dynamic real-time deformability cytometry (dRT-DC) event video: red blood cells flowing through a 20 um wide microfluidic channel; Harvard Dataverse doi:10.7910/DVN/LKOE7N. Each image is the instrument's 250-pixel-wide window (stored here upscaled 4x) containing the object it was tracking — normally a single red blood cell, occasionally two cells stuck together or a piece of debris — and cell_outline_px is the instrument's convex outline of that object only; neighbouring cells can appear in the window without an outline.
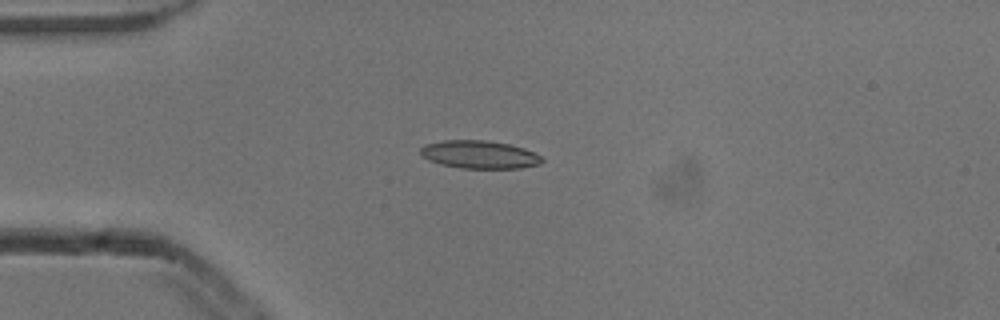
{"species": "common noctule bat (a hibernating species)", "species_latin": "Nyctalus noctula", "temperature_condition": "cold", "stored_images_in_passage": 4, "camera_frame_rate_fps": 3000, "um_per_image_px": 0.085, "animal": {"sex": "male", "body_mass_g": 13.3}, "frame": {"image": 1, "passage_image": 4, "time_ms": 1.0, "image_size_px": [1000, 320], "cell_outline_px": [[544, 160], [540, 164], [520, 168], [460, 168], [440, 164], [428, 160], [420, 156], [420, 148], [424, 144], [444, 140], [488, 140], [508, 144], [524, 148], [540, 156]], "centroid_in_image_um": [40.7, 13.13], "position_along_channel_um": 44.3, "area_um2": 19.88}}